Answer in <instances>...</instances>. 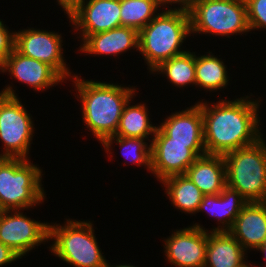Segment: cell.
<instances>
[{"label":"cell","mask_w":266,"mask_h":267,"mask_svg":"<svg viewBox=\"0 0 266 267\" xmlns=\"http://www.w3.org/2000/svg\"><path fill=\"white\" fill-rule=\"evenodd\" d=\"M260 101L246 96L212 105L200 102L206 154L224 155L261 139Z\"/></svg>","instance_id":"1"},{"label":"cell","mask_w":266,"mask_h":267,"mask_svg":"<svg viewBox=\"0 0 266 267\" xmlns=\"http://www.w3.org/2000/svg\"><path fill=\"white\" fill-rule=\"evenodd\" d=\"M82 106V119L92 135L102 144L115 136L125 105L131 100L136 88L118 84L72 77Z\"/></svg>","instance_id":"2"},{"label":"cell","mask_w":266,"mask_h":267,"mask_svg":"<svg viewBox=\"0 0 266 267\" xmlns=\"http://www.w3.org/2000/svg\"><path fill=\"white\" fill-rule=\"evenodd\" d=\"M139 31V48L150 72L161 62L180 55L186 37L191 36L189 13L181 10H162Z\"/></svg>","instance_id":"3"},{"label":"cell","mask_w":266,"mask_h":267,"mask_svg":"<svg viewBox=\"0 0 266 267\" xmlns=\"http://www.w3.org/2000/svg\"><path fill=\"white\" fill-rule=\"evenodd\" d=\"M42 169L24 158L0 157V208L24 210L45 199Z\"/></svg>","instance_id":"4"},{"label":"cell","mask_w":266,"mask_h":267,"mask_svg":"<svg viewBox=\"0 0 266 267\" xmlns=\"http://www.w3.org/2000/svg\"><path fill=\"white\" fill-rule=\"evenodd\" d=\"M226 185L237 190L248 202H266V143H256L223 155Z\"/></svg>","instance_id":"5"},{"label":"cell","mask_w":266,"mask_h":267,"mask_svg":"<svg viewBox=\"0 0 266 267\" xmlns=\"http://www.w3.org/2000/svg\"><path fill=\"white\" fill-rule=\"evenodd\" d=\"M91 221L67 219L62 226L49 224L51 253L74 267H105L107 260L102 254L94 235Z\"/></svg>","instance_id":"6"},{"label":"cell","mask_w":266,"mask_h":267,"mask_svg":"<svg viewBox=\"0 0 266 267\" xmlns=\"http://www.w3.org/2000/svg\"><path fill=\"white\" fill-rule=\"evenodd\" d=\"M188 13L193 34L230 38L250 31L245 0H199Z\"/></svg>","instance_id":"7"},{"label":"cell","mask_w":266,"mask_h":267,"mask_svg":"<svg viewBox=\"0 0 266 267\" xmlns=\"http://www.w3.org/2000/svg\"><path fill=\"white\" fill-rule=\"evenodd\" d=\"M12 86L0 93V139L4 152L0 157L28 159L34 124Z\"/></svg>","instance_id":"8"},{"label":"cell","mask_w":266,"mask_h":267,"mask_svg":"<svg viewBox=\"0 0 266 267\" xmlns=\"http://www.w3.org/2000/svg\"><path fill=\"white\" fill-rule=\"evenodd\" d=\"M151 144V173L162 180L185 174L189 166L199 157L206 154L204 143L170 142L158 127Z\"/></svg>","instance_id":"9"},{"label":"cell","mask_w":266,"mask_h":267,"mask_svg":"<svg viewBox=\"0 0 266 267\" xmlns=\"http://www.w3.org/2000/svg\"><path fill=\"white\" fill-rule=\"evenodd\" d=\"M20 211H1L0 241L22 258L35 246L48 242L49 223L30 219Z\"/></svg>","instance_id":"10"},{"label":"cell","mask_w":266,"mask_h":267,"mask_svg":"<svg viewBox=\"0 0 266 267\" xmlns=\"http://www.w3.org/2000/svg\"><path fill=\"white\" fill-rule=\"evenodd\" d=\"M62 35L35 28L15 31L14 49L23 56L53 67L65 80L73 77L63 57ZM68 77V78H67Z\"/></svg>","instance_id":"11"},{"label":"cell","mask_w":266,"mask_h":267,"mask_svg":"<svg viewBox=\"0 0 266 267\" xmlns=\"http://www.w3.org/2000/svg\"><path fill=\"white\" fill-rule=\"evenodd\" d=\"M201 224L179 229L165 239V256L175 267H204L207 230ZM204 228V229H203Z\"/></svg>","instance_id":"12"},{"label":"cell","mask_w":266,"mask_h":267,"mask_svg":"<svg viewBox=\"0 0 266 267\" xmlns=\"http://www.w3.org/2000/svg\"><path fill=\"white\" fill-rule=\"evenodd\" d=\"M68 18L83 41L89 35L121 26L120 0H84Z\"/></svg>","instance_id":"13"},{"label":"cell","mask_w":266,"mask_h":267,"mask_svg":"<svg viewBox=\"0 0 266 267\" xmlns=\"http://www.w3.org/2000/svg\"><path fill=\"white\" fill-rule=\"evenodd\" d=\"M0 72H9L15 79L25 83L36 91H43L54 87L64 78L50 65L33 58L23 56L15 49L6 58L5 63L0 67Z\"/></svg>","instance_id":"14"},{"label":"cell","mask_w":266,"mask_h":267,"mask_svg":"<svg viewBox=\"0 0 266 267\" xmlns=\"http://www.w3.org/2000/svg\"><path fill=\"white\" fill-rule=\"evenodd\" d=\"M228 232L245 250H255L266 238V202H248Z\"/></svg>","instance_id":"15"},{"label":"cell","mask_w":266,"mask_h":267,"mask_svg":"<svg viewBox=\"0 0 266 267\" xmlns=\"http://www.w3.org/2000/svg\"><path fill=\"white\" fill-rule=\"evenodd\" d=\"M79 46L80 50L89 55H114L139 48V32L133 28L119 26L109 31L87 36Z\"/></svg>","instance_id":"16"},{"label":"cell","mask_w":266,"mask_h":267,"mask_svg":"<svg viewBox=\"0 0 266 267\" xmlns=\"http://www.w3.org/2000/svg\"><path fill=\"white\" fill-rule=\"evenodd\" d=\"M157 127L170 138V142L204 143L200 102L185 110L172 113Z\"/></svg>","instance_id":"17"},{"label":"cell","mask_w":266,"mask_h":267,"mask_svg":"<svg viewBox=\"0 0 266 267\" xmlns=\"http://www.w3.org/2000/svg\"><path fill=\"white\" fill-rule=\"evenodd\" d=\"M186 176L204 195L220 194L226 186V164L223 155L199 156L187 169Z\"/></svg>","instance_id":"18"},{"label":"cell","mask_w":266,"mask_h":267,"mask_svg":"<svg viewBox=\"0 0 266 267\" xmlns=\"http://www.w3.org/2000/svg\"><path fill=\"white\" fill-rule=\"evenodd\" d=\"M247 203L248 201L237 190L226 185L220 194L204 195L197 213L205 210L218 219L220 222L218 224H222L210 231H229Z\"/></svg>","instance_id":"19"},{"label":"cell","mask_w":266,"mask_h":267,"mask_svg":"<svg viewBox=\"0 0 266 267\" xmlns=\"http://www.w3.org/2000/svg\"><path fill=\"white\" fill-rule=\"evenodd\" d=\"M247 251L228 231H208L204 267H240Z\"/></svg>","instance_id":"20"},{"label":"cell","mask_w":266,"mask_h":267,"mask_svg":"<svg viewBox=\"0 0 266 267\" xmlns=\"http://www.w3.org/2000/svg\"><path fill=\"white\" fill-rule=\"evenodd\" d=\"M167 197L180 212L196 214L204 194L185 174L174 175L162 180Z\"/></svg>","instance_id":"21"},{"label":"cell","mask_w":266,"mask_h":267,"mask_svg":"<svg viewBox=\"0 0 266 267\" xmlns=\"http://www.w3.org/2000/svg\"><path fill=\"white\" fill-rule=\"evenodd\" d=\"M131 101L124 107L115 136L142 139L149 138V135L154 137L157 127L151 124L146 104L131 105Z\"/></svg>","instance_id":"22"},{"label":"cell","mask_w":266,"mask_h":267,"mask_svg":"<svg viewBox=\"0 0 266 267\" xmlns=\"http://www.w3.org/2000/svg\"><path fill=\"white\" fill-rule=\"evenodd\" d=\"M226 65L223 60L215 57L209 51V55L196 56L195 54V78L196 85L208 91L223 89L228 85Z\"/></svg>","instance_id":"23"},{"label":"cell","mask_w":266,"mask_h":267,"mask_svg":"<svg viewBox=\"0 0 266 267\" xmlns=\"http://www.w3.org/2000/svg\"><path fill=\"white\" fill-rule=\"evenodd\" d=\"M165 74L169 82L176 87L196 86L195 52L190 50L161 62L151 73Z\"/></svg>","instance_id":"24"},{"label":"cell","mask_w":266,"mask_h":267,"mask_svg":"<svg viewBox=\"0 0 266 267\" xmlns=\"http://www.w3.org/2000/svg\"><path fill=\"white\" fill-rule=\"evenodd\" d=\"M158 0H120L121 26L138 32L161 11Z\"/></svg>","instance_id":"25"},{"label":"cell","mask_w":266,"mask_h":267,"mask_svg":"<svg viewBox=\"0 0 266 267\" xmlns=\"http://www.w3.org/2000/svg\"><path fill=\"white\" fill-rule=\"evenodd\" d=\"M145 141L146 139L142 138L111 136L102 145L107 154L108 152L112 154L111 145L117 143L123 150L121 153L130 163L132 162L138 167L144 165L151 172V144L148 146Z\"/></svg>","instance_id":"26"},{"label":"cell","mask_w":266,"mask_h":267,"mask_svg":"<svg viewBox=\"0 0 266 267\" xmlns=\"http://www.w3.org/2000/svg\"><path fill=\"white\" fill-rule=\"evenodd\" d=\"M250 31L266 29V0H245Z\"/></svg>","instance_id":"27"},{"label":"cell","mask_w":266,"mask_h":267,"mask_svg":"<svg viewBox=\"0 0 266 267\" xmlns=\"http://www.w3.org/2000/svg\"><path fill=\"white\" fill-rule=\"evenodd\" d=\"M15 44V32H10L6 24L0 20V67L6 58L13 52Z\"/></svg>","instance_id":"28"},{"label":"cell","mask_w":266,"mask_h":267,"mask_svg":"<svg viewBox=\"0 0 266 267\" xmlns=\"http://www.w3.org/2000/svg\"><path fill=\"white\" fill-rule=\"evenodd\" d=\"M17 259H21V257L0 241V266L15 262Z\"/></svg>","instance_id":"29"},{"label":"cell","mask_w":266,"mask_h":267,"mask_svg":"<svg viewBox=\"0 0 266 267\" xmlns=\"http://www.w3.org/2000/svg\"><path fill=\"white\" fill-rule=\"evenodd\" d=\"M160 7L172 4H178V8H175V10H181L185 12H189L191 8L199 1V0H158Z\"/></svg>","instance_id":"30"},{"label":"cell","mask_w":266,"mask_h":267,"mask_svg":"<svg viewBox=\"0 0 266 267\" xmlns=\"http://www.w3.org/2000/svg\"><path fill=\"white\" fill-rule=\"evenodd\" d=\"M58 5L69 16L84 0H57Z\"/></svg>","instance_id":"31"},{"label":"cell","mask_w":266,"mask_h":267,"mask_svg":"<svg viewBox=\"0 0 266 267\" xmlns=\"http://www.w3.org/2000/svg\"><path fill=\"white\" fill-rule=\"evenodd\" d=\"M256 250H260V252L264 254L263 259L266 261V238L263 240L262 244L256 248Z\"/></svg>","instance_id":"32"},{"label":"cell","mask_w":266,"mask_h":267,"mask_svg":"<svg viewBox=\"0 0 266 267\" xmlns=\"http://www.w3.org/2000/svg\"><path fill=\"white\" fill-rule=\"evenodd\" d=\"M105 267H135L133 265H130V264H119V265H109L108 262L106 263V266ZM137 267V266H136Z\"/></svg>","instance_id":"33"},{"label":"cell","mask_w":266,"mask_h":267,"mask_svg":"<svg viewBox=\"0 0 266 267\" xmlns=\"http://www.w3.org/2000/svg\"><path fill=\"white\" fill-rule=\"evenodd\" d=\"M240 267H255V266H253L252 264L248 263V260H247V262L244 265L240 266Z\"/></svg>","instance_id":"34"}]
</instances>
